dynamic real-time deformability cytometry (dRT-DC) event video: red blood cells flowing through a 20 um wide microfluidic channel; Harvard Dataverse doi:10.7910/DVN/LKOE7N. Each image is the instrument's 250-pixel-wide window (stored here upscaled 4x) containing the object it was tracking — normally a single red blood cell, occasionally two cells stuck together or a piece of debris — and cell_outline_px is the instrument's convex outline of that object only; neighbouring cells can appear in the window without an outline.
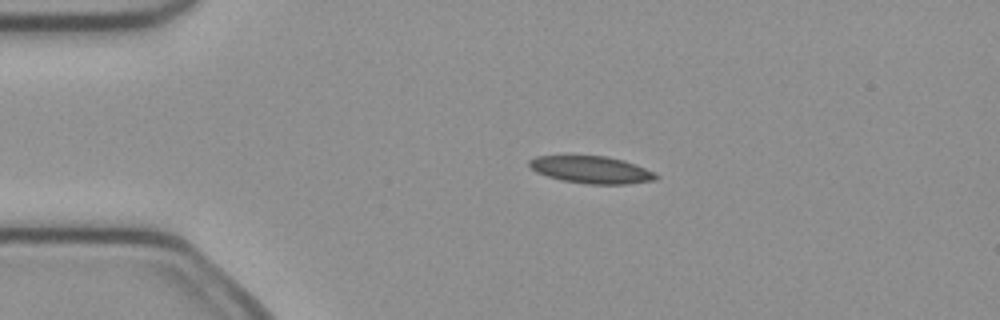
{"species": "common noctule bat (a hibernating species)", "species_latin": "Nyctalus noctula", "temperature_condition": "cold", "stored_images_in_passage": 41, "camera_frame_rate_fps": 3000, "um_per_image_px": 0.085, "animal": {"sex": "female", "body_mass_g": 21.9}, "frame": {"image": 1, "passage_image": 1, "time_ms": 0.0, "image_size_px": [1000, 320], "cell_outline_px": [[660, 176], [656, 180], [628, 184], [588, 184], [560, 180], [536, 172], [528, 164], [528, 160], [536, 156], [604, 156], [624, 160], [656, 172]], "centroid_in_image_um": [50.3, 14.43], "position_along_channel_um": 34.7, "area_um2": 20.17}}
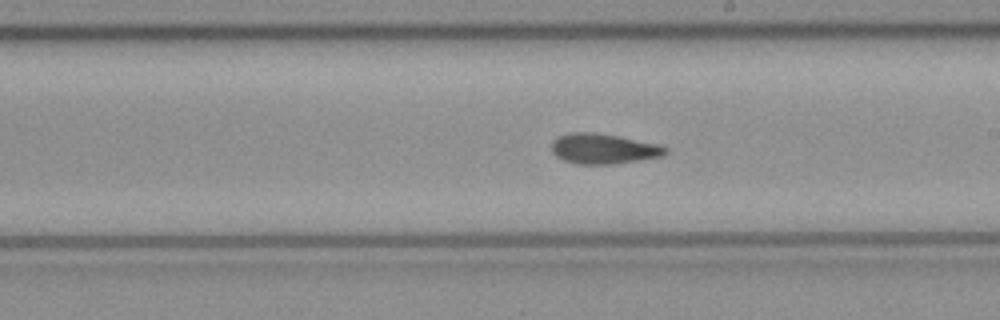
{"frame": {"image": 2, "passage_image": 19, "time_ms": 6.0, "image_size_px": [1000, 320], "cell_outline_px": [[668, 152], [664, 156], [616, 164], [576, 164], [564, 160], [556, 156], [552, 152], [552, 140], [568, 132], [592, 132], [620, 136], [660, 144], [668, 148]], "centroid_in_image_um": [51.33, 12.64], "position_along_channel_um": 237.7, "area_um2": 20.35}}
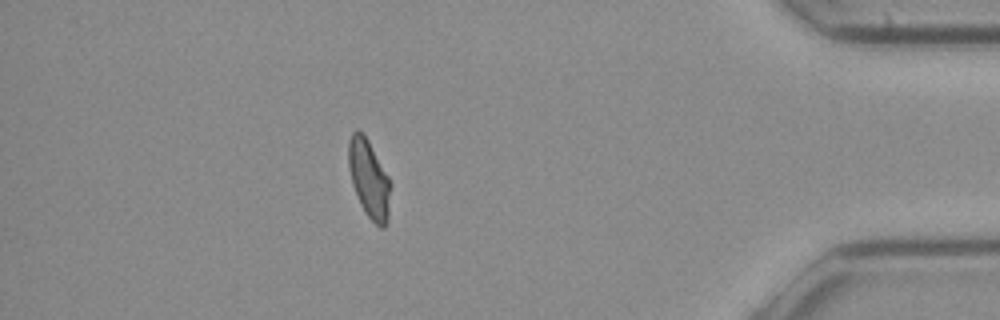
{"frame": {"image": 3, "passage_image": 35, "time_ms": 11.333, "image_size_px": [1000, 320], "cell_outline_px": [[392, 184], [388, 220], [384, 228], [380, 228], [368, 216], [360, 204], [352, 184], [348, 168], [348, 140], [352, 132], [356, 128], [368, 140], [388, 176]], "centroid_in_image_um": [31.37, 15.22], "position_along_channel_um": 403.8, "area_um2": 19.25}, "authors_computed_cell_mechanics": {"area_um2": 19.941, "velocity_mm_per_s": 4.026, "shape_relaxation_time_tau1_ms": null, "shape_relaxation_time_tau2_ms": 3.3226, "deformation_change_tau1": null, "deformation_change_tau2": 0.1013}}